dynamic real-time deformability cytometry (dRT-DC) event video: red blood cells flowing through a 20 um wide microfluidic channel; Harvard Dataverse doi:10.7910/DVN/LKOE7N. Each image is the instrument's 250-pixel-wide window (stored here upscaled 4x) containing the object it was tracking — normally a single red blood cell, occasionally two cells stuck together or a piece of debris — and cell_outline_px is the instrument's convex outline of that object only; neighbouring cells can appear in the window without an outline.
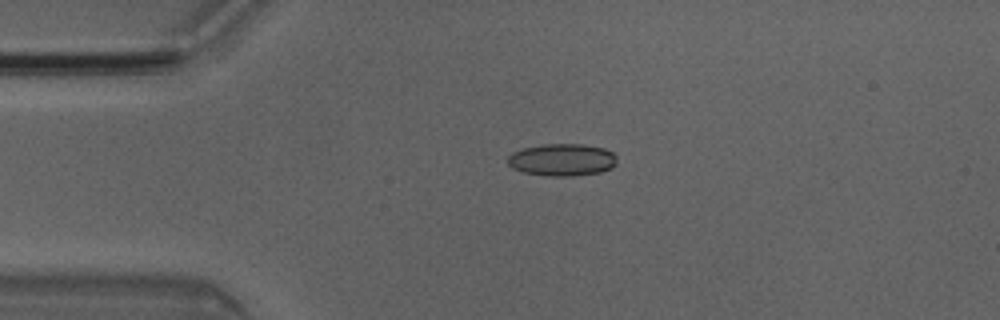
{"species": "Egyptian fruit bat (a non-hibernating species)", "species_latin": "Rousettus aegyptiacus", "temperature_condition": "room temperature", "stored_images_in_passage": 4, "camera_frame_rate_fps": 3000, "um_per_image_px": 0.085, "animal": {"sex": "male"}, "frame": {"image": 1, "passage_image": 1, "time_ms": 0.0, "image_size_px": [1000, 320], "cell_outline_px": [[616, 164], [612, 168], [600, 172], [572, 176], [544, 176], [524, 172], [512, 168], [508, 164], [508, 156], [512, 152], [520, 148], [544, 144], [584, 144], [604, 148], [612, 152], [616, 156]], "centroid_in_image_um": [47.77, 13.58], "position_along_channel_um": 37.2, "area_um2": 20.75}}